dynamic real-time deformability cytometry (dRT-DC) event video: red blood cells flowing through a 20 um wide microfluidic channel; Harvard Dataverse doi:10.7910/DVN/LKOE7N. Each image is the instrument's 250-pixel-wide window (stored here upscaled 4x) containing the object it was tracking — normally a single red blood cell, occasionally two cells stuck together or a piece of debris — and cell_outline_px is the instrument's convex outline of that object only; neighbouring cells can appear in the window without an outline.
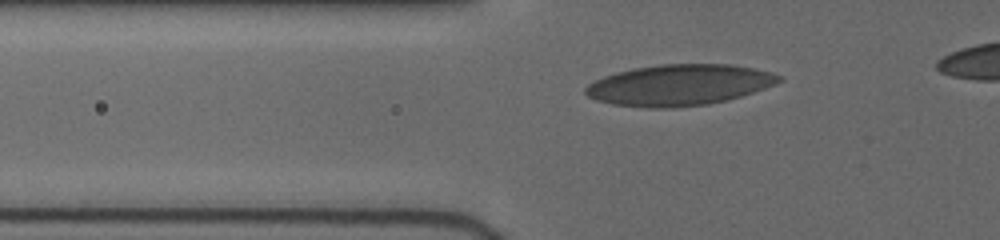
{"species": "human", "species_latin": "Homo sapiens", "temperature_condition": "cold", "stored_images_in_passage": 12, "camera_frame_rate_fps": 3000, "um_per_image_px": 0.085, "donor": {"sex": "female"}, "frame": {"image": 1, "passage_image": 7, "time_ms": 3.333, "image_size_px": [1000, 240], "cell_outline_px": [[784, 80], [776, 84], [740, 96], [708, 104], [672, 108], [652, 108], [612, 104], [596, 100], [588, 96], [584, 92], [584, 88], [588, 84], [604, 76], [616, 72], [632, 68], [660, 64], [728, 64], [752, 68], [772, 72], [780, 76]], "centroid_in_image_um": [57.71, 7.22], "position_along_channel_um": 68.1, "area_um2": 46.12}}
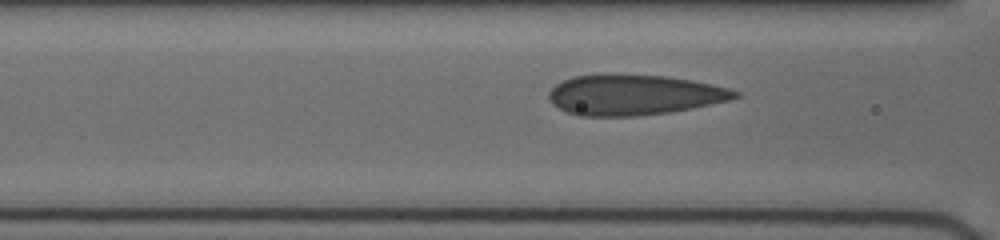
{"frame": {"image": 2, "passage_image": 10, "time_ms": 4.667, "image_size_px": [1000, 240], "cell_outline_px": [[740, 96], [728, 100], [692, 108], [668, 112], [636, 116], [576, 116], [552, 104], [548, 100], [548, 92], [556, 84], [572, 76], [668, 76], [692, 80], [712, 84], [728, 88], [740, 92]], "centroid_in_image_um": [53.89, 8.09], "position_along_channel_um": 112.7, "area_um2": 43.12}}
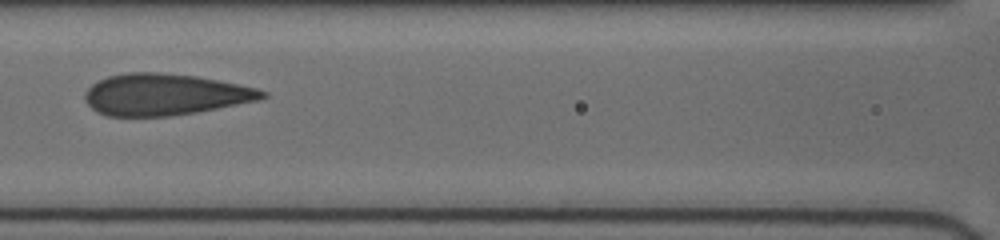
{"frame": {"image": 3, "passage_image": 12, "time_ms": 5.667, "image_size_px": [1000, 240], "cell_outline_px": [[268, 96], [260, 100], [196, 112], [168, 116], [108, 116], [96, 112], [84, 100], [84, 92], [92, 84], [108, 76], [128, 72], [160, 72], [196, 76], [256, 88], [268, 92]], "centroid_in_image_um": [13.99, 8.03], "position_along_channel_um": 152.6, "area_um2": 42.83}}